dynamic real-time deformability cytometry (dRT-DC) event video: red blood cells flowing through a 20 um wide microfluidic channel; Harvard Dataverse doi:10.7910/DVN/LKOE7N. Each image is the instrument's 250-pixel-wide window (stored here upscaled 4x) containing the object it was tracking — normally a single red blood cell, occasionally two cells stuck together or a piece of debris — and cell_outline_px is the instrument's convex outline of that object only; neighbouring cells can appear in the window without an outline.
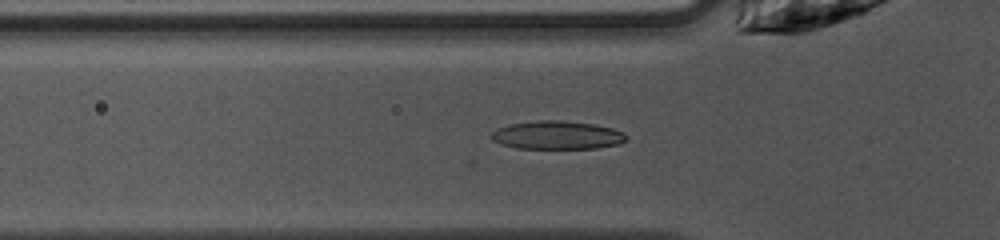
{"species": "common noctule bat (a hibernating species)", "species_latin": "Nyctalus noctula", "temperature_condition": "warm", "stored_images_in_passage": 32, "camera_frame_rate_fps": 3000, "um_per_image_px": 0.085, "animal": {"sex": "female", "body_mass_g": 10.0, "forearm_length_mm": 53.1}, "frame": {"image": 1, "passage_image": 7, "time_ms": 2.0, "image_size_px": [1000, 240], "cell_outline_px": [[628, 136], [620, 144], [596, 148], [516, 148], [500, 144], [492, 140], [488, 136], [492, 132], [508, 124], [536, 120], [560, 120], [592, 124], [612, 128], [624, 132]], "centroid_in_image_um": [47.33, 11.48], "position_along_channel_um": 78.5, "area_um2": 22.31}}
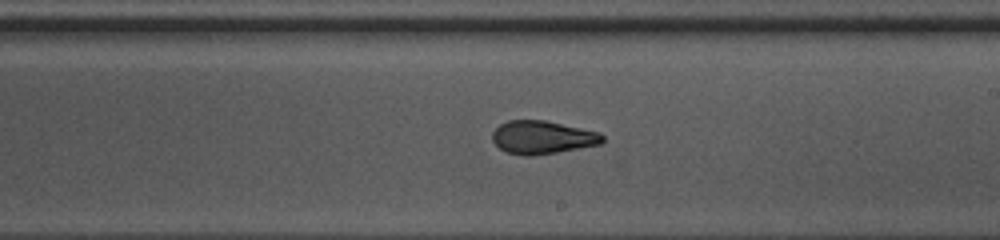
{"frame": {"image": 2, "passage_image": 19, "time_ms": 6.0, "image_size_px": [1000, 240], "cell_outline_px": [[604, 140], [600, 144], [556, 152], [532, 156], [524, 156], [504, 152], [492, 140], [492, 132], [500, 124], [508, 120], [544, 120], [600, 132], [604, 136]], "centroid_in_image_um": [46.08, 11.67], "position_along_channel_um": 242.9, "area_um2": 21.27}}
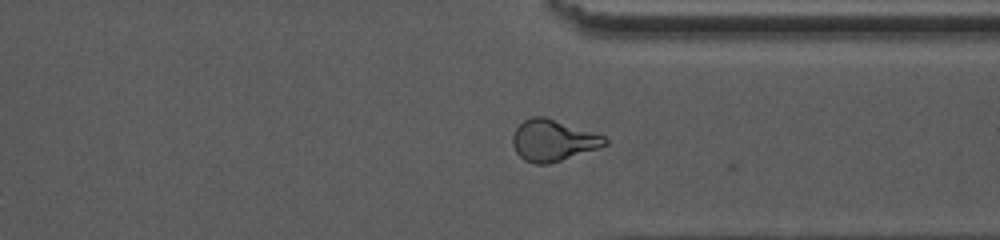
{"frame": {"image": 3, "passage_image": 28, "time_ms": 9.0, "image_size_px": [1000, 240], "cell_outline_px": [[608, 144], [600, 148], [548, 164], [532, 164], [524, 160], [516, 152], [512, 144], [512, 136], [516, 128], [524, 120], [532, 116], [544, 116], [604, 136], [608, 140]], "centroid_in_image_um": [46.99, 11.94], "position_along_channel_um": 364.4, "area_um2": 22.2}, "authors_computed_cell_mechanics": {"area_um2": 21.5883, "velocity_mm_per_s": 4.0795, "shape_relaxation_time_tau1_ms": null, "shape_relaxation_time_tau2_ms": 1.4959, "deformation_change_tau1": null, "deformation_change_tau2": 0.0557}}